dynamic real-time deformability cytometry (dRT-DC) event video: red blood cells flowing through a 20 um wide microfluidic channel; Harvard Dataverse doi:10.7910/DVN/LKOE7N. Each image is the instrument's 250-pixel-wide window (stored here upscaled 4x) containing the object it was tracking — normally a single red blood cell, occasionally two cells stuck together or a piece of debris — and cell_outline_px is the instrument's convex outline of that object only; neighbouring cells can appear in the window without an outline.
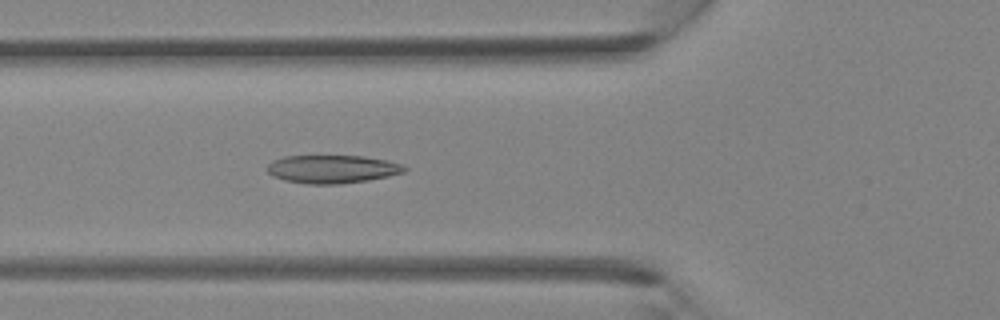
{"species": "Egyptian fruit bat (a non-hibernating species)", "species_latin": "Rousettus aegyptiacus", "temperature_condition": "room temperature", "stored_images_in_passage": 40, "camera_frame_rate_fps": 3000, "um_per_image_px": 0.085, "animal": {"sex": "female"}, "frame": {"image": 1, "passage_image": 15, "time_ms": 4.667, "image_size_px": [1000, 320], "cell_outline_px": [[408, 168], [404, 172], [388, 176], [368, 180], [340, 184], [308, 184], [284, 180], [272, 176], [268, 172], [268, 164], [272, 160], [284, 156], [364, 156], [384, 160], [400, 164]], "centroid_in_image_um": [28.21, 14.37], "position_along_channel_um": 97.6, "area_um2": 22.43}}
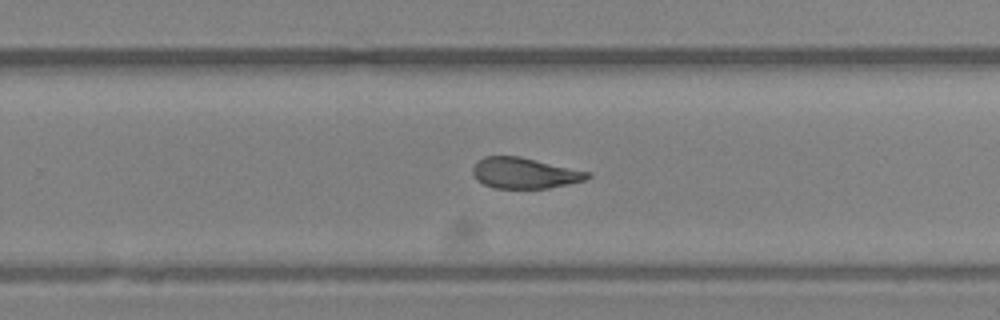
{"frame": {"image": 2, "passage_image": 26, "time_ms": 8.333, "image_size_px": [1000, 320], "cell_outline_px": [[592, 176], [584, 180], [548, 188], [496, 188], [484, 184], [476, 180], [472, 172], [472, 168], [476, 160], [484, 156], [520, 156], [592, 172]], "centroid_in_image_um": [44.57, 14.69], "position_along_channel_um": 285.2, "area_um2": 20.75}}
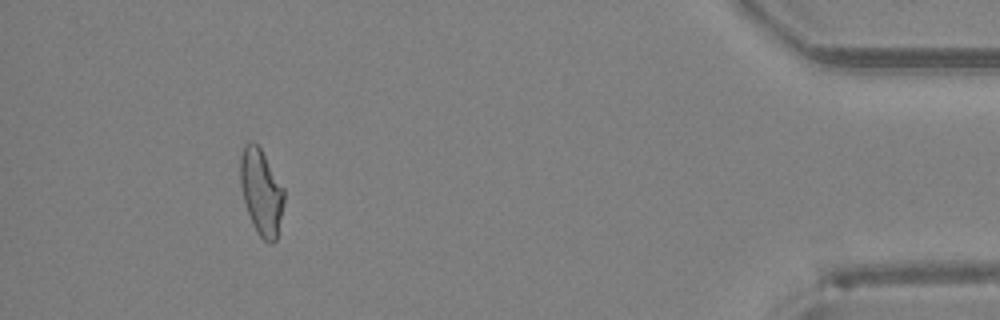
{"frame": {"image": 3, "passage_image": 37, "time_ms": 12.0, "image_size_px": [1000, 320], "cell_outline_px": [[284, 204], [276, 240], [272, 244], [268, 244], [256, 232], [252, 224], [244, 200], [240, 184], [240, 156], [244, 144], [252, 140], [260, 148], [284, 188]], "centroid_in_image_um": [22.2, 16.33], "position_along_channel_um": 413.0, "area_um2": 21.91}}